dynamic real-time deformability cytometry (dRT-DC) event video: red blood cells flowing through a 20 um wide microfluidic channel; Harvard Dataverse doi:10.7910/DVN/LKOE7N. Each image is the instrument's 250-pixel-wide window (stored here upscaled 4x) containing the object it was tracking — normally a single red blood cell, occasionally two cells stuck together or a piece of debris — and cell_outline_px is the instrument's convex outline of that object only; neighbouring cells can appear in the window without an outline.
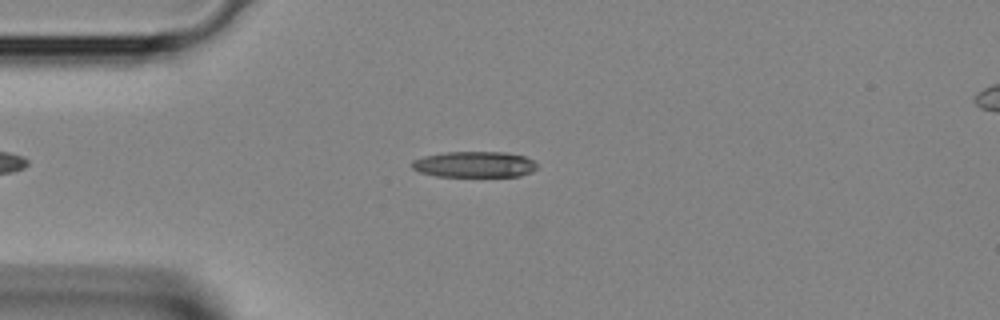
{"species": "Egyptian fruit bat (a non-hibernating species)", "species_latin": "Rousettus aegyptiacus", "temperature_condition": "room temperature", "stored_images_in_passage": 33, "camera_frame_rate_fps": 3000, "um_per_image_px": 0.085, "animal": {"sex": "female"}, "frame": {"image": 1, "passage_image": 4, "time_ms": 1.0, "image_size_px": [1000, 320], "cell_outline_px": [[536, 168], [532, 172], [520, 176], [436, 176], [420, 172], [412, 168], [412, 160], [424, 156], [444, 152], [504, 152], [524, 156], [532, 160], [536, 164]], "centroid_in_image_um": [40.31, 13.97], "position_along_channel_um": 44.7, "area_um2": 18.84}}
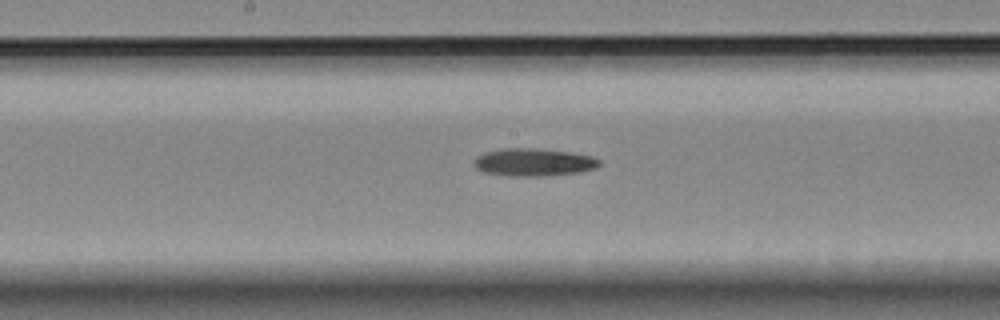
{"frame": {"image": 2, "passage_image": 14, "time_ms": 4.333, "image_size_px": [1000, 320], "cell_outline_px": [[600, 164], [596, 168], [580, 172], [544, 176], [508, 176], [480, 172], [472, 164], [472, 160], [476, 156], [484, 152], [504, 148], [536, 148], [572, 152], [592, 156], [600, 160]], "centroid_in_image_um": [45.31, 13.79], "position_along_channel_um": 202.9, "area_um2": 20.63}}
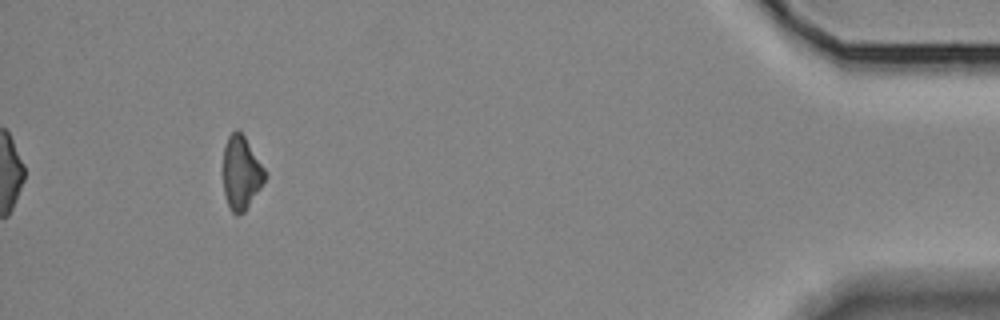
{"frame": {"image": 3, "passage_image": 30, "time_ms": 9.667, "image_size_px": [1000, 320], "cell_outline_px": [[268, 176], [244, 212], [236, 216], [232, 212], [224, 196], [224, 144], [228, 136], [236, 128], [244, 136], [268, 172]], "centroid_in_image_um": [20.52, 14.68], "position_along_channel_um": 414.7, "area_um2": 17.98}}